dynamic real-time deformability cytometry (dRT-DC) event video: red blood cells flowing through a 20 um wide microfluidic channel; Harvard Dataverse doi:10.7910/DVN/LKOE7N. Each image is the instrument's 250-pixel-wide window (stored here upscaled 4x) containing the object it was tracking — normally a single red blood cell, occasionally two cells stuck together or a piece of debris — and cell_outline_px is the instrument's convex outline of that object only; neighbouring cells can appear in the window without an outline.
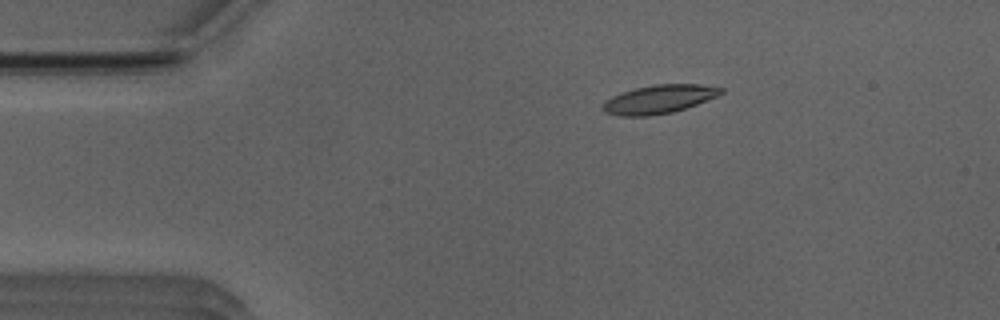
{"species": "Egyptian fruit bat (a non-hibernating species)", "species_latin": "Rousettus aegyptiacus", "temperature_condition": "room temperature", "stored_images_in_passage": 42, "camera_frame_rate_fps": 3000, "um_per_image_px": 0.085, "animal": {"sex": "male"}, "frame": {"image": 1, "passage_image": 1, "time_ms": 0.0, "image_size_px": [1000, 320], "cell_outline_px": [[724, 92], [720, 96], [672, 112], [648, 116], [620, 116], [604, 112], [600, 108], [612, 96], [636, 88], [656, 84], [700, 84], [724, 88]], "centroid_in_image_um": [56.06, 8.43], "position_along_channel_um": 28.9, "area_um2": 19.54}}
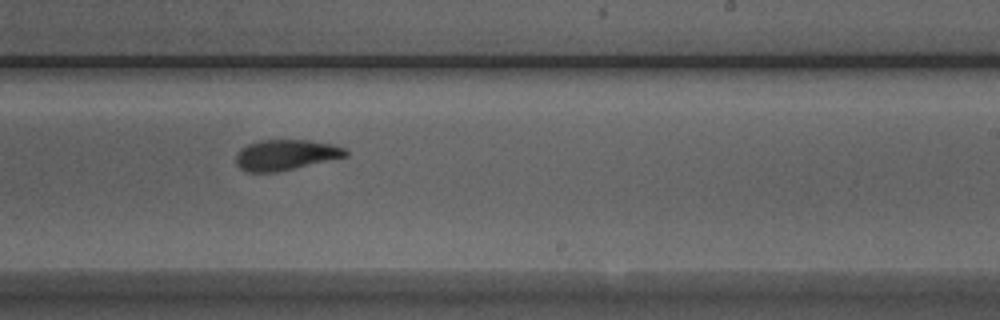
{"frame": {"image": 2, "passage_image": 23, "time_ms": 7.333, "image_size_px": [1000, 320], "cell_outline_px": [[348, 156], [276, 172], [244, 172], [236, 164], [236, 156], [240, 148], [248, 144], [260, 140], [312, 140], [332, 144], [344, 148], [348, 152]], "centroid_in_image_um": [24.26, 13.16], "position_along_channel_um": 264.7, "area_um2": 19.54}}
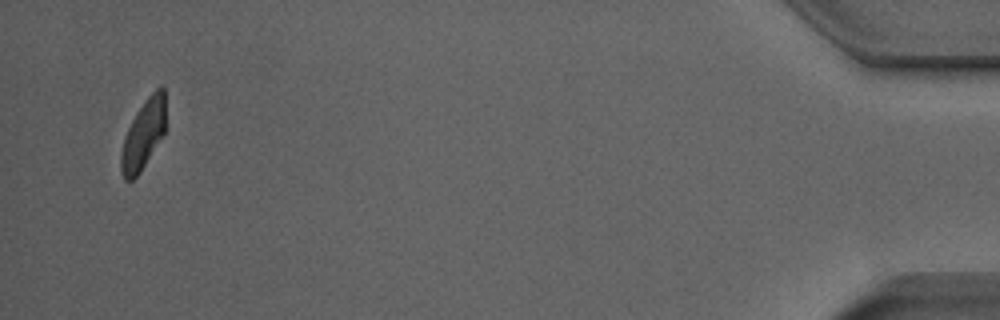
{"frame": {"image": 3, "passage_image": 42, "time_ms": 13.667, "image_size_px": [1000, 320], "cell_outline_px": [[164, 132], [140, 172], [132, 180], [124, 180], [120, 172], [120, 156], [124, 136], [136, 112], [144, 100], [160, 84], [164, 88]], "centroid_in_image_um": [12.15, 11.43], "position_along_channel_um": 423.1, "area_um2": 17.8}, "authors_computed_cell_mechanics": {"area_um2": 19.652, "velocity_mm_per_s": 3.9213, "shape_relaxation_time_tau1_ms": 3.9575, "shape_relaxation_time_tau2_ms": 2.3195, "deformation_change_tau1": 0.167, "deformation_change_tau2": 0.098}}